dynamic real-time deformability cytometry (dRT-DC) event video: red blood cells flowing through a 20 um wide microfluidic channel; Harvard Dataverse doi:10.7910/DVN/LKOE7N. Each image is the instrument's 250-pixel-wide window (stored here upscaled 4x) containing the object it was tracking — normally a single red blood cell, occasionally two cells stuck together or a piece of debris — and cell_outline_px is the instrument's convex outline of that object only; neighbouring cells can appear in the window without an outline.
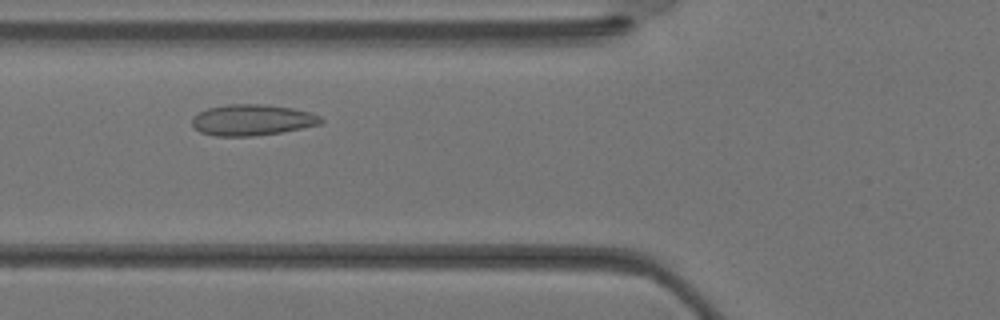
{"species": "Egyptian fruit bat (a non-hibernating species)", "species_latin": "Rousettus aegyptiacus", "temperature_condition": "warm", "stored_images_in_passage": 31, "segment_of_instrument_passage": [1, 2], "camera_frame_rate_fps": 3000, "um_per_image_px": 0.085, "animal": {"sex": "female"}, "frame": {"image": 1, "passage_image": 8, "time_ms": 2.333, "image_size_px": [1000, 320], "cell_outline_px": [[324, 120], [320, 124], [280, 132], [252, 136], [216, 136], [200, 132], [192, 124], [192, 116], [208, 108], [228, 104], [264, 104], [292, 108], [308, 112], [320, 116]], "centroid_in_image_um": [21.41, 10.19], "position_along_channel_um": 104.4, "area_um2": 23.12}}
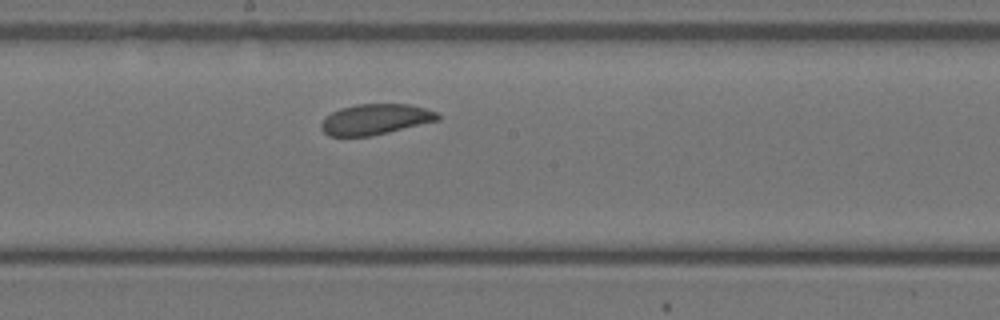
{"frame": {"image": 2, "passage_image": 14, "time_ms": 4.333, "image_size_px": [1000, 320], "cell_outline_px": [[440, 120], [372, 136], [328, 136], [320, 128], [320, 124], [324, 116], [340, 108], [356, 104], [408, 104], [424, 108], [436, 112], [440, 116]], "centroid_in_image_um": [31.87, 10.14], "position_along_channel_um": 216.3, "area_um2": 20.92}}
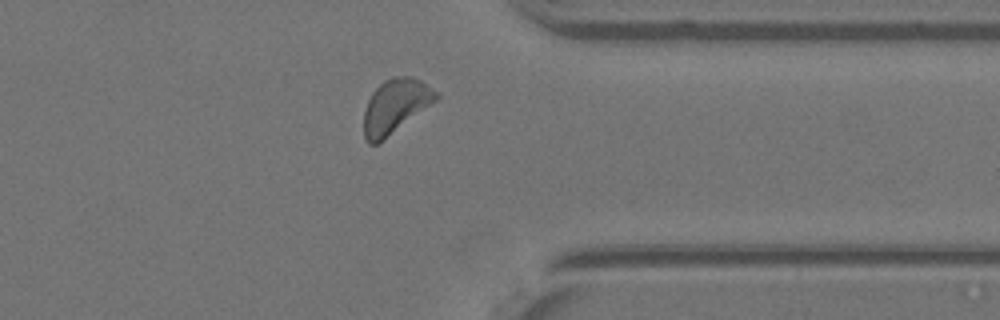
{"frame": {"image": 3, "passage_image": 23, "time_ms": 7.333, "image_size_px": [1000, 320], "cell_outline_px": [[440, 96], [436, 100], [376, 144], [368, 144], [364, 136], [364, 112], [368, 100], [372, 92], [384, 80], [392, 76], [412, 76], [420, 80], [436, 92]], "centroid_in_image_um": [33.57, 8.99], "position_along_channel_um": 377.8, "area_um2": 22.14}}